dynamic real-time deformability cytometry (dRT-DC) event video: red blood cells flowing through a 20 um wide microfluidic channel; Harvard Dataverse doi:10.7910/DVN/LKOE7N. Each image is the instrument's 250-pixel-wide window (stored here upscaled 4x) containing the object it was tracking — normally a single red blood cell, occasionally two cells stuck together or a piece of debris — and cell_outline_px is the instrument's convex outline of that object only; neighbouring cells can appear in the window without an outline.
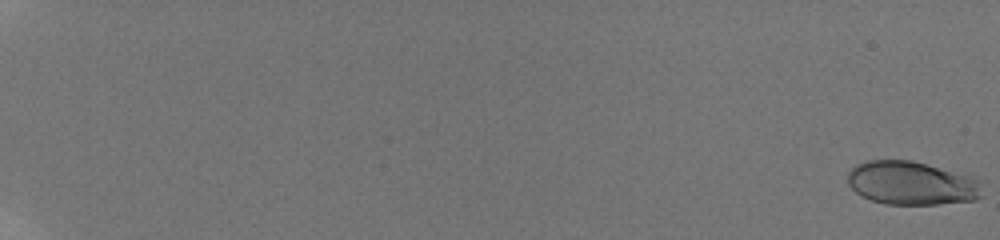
{"species": "human", "species_latin": "Homo sapiens", "temperature_condition": "room temperature", "stored_images_in_passage": 29, "camera_frame_rate_fps": 3000, "um_per_image_px": 0.085, "donor": {"sex": "male"}, "frame": {"image": 1, "passage_image": 1, "time_ms": 0.0, "image_size_px": [1000, 240], "cell_outline_px": [[984, 196], [976, 200], [936, 204], [884, 204], [872, 200], [856, 192], [848, 184], [848, 172], [856, 164], [868, 160], [912, 160], [972, 176], [984, 180]], "centroid_in_image_um": [77.58, 15.56], "position_along_channel_um": 7.4, "area_um2": 34.62}}
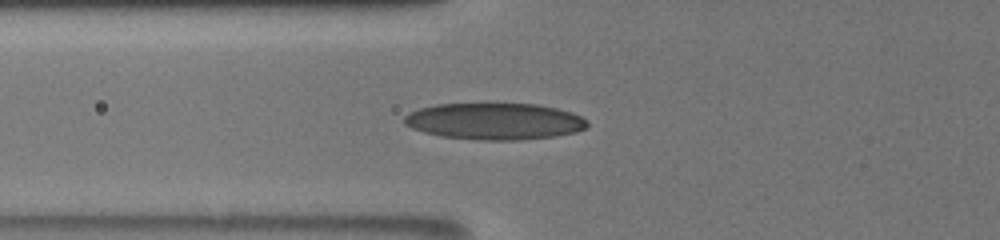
{"frame": {"image": 2, "passage_image": 25, "time_ms": 8.667, "image_size_px": [1000, 240], "cell_outline_px": [[588, 124], [584, 128], [576, 132], [556, 136], [520, 140], [484, 140], [444, 136], [424, 132], [412, 128], [404, 124], [404, 116], [408, 112], [420, 108], [436, 104], [488, 100], [536, 104], [556, 108], [572, 112], [580, 116]], "centroid_in_image_um": [42.0, 10.25], "position_along_channel_um": 83.8, "area_um2": 40.29}}
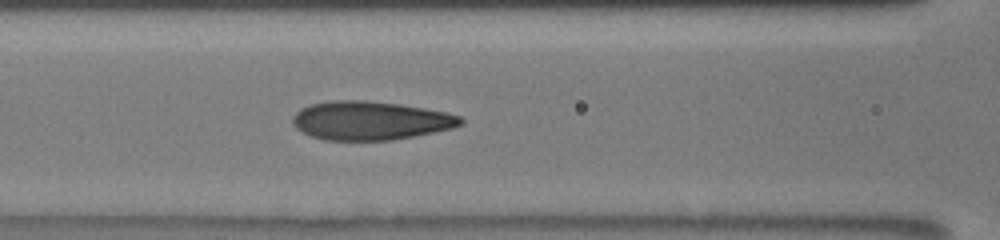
{"frame": {"image": 3, "passage_image": 29, "time_ms": 10.0, "image_size_px": [1000, 240], "cell_outline_px": [[464, 124], [452, 128], [392, 140], [324, 140], [312, 136], [296, 128], [292, 124], [292, 116], [300, 108], [312, 104], [332, 100], [364, 100], [400, 104], [448, 112], [460, 116], [464, 120]], "centroid_in_image_um": [31.48, 10.24], "position_along_channel_um": 135.1, "area_um2": 37.86}}